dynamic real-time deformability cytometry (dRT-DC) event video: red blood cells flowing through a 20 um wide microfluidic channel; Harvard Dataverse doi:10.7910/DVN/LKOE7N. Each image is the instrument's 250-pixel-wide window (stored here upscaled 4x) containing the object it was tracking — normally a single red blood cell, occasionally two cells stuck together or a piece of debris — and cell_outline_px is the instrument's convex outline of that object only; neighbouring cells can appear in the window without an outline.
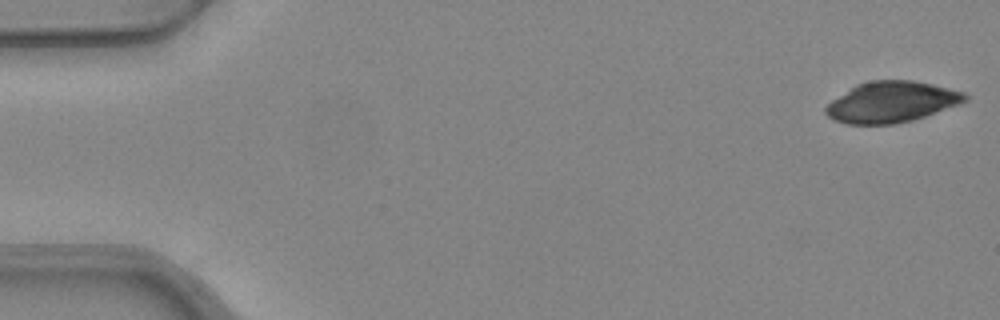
{"species": "common noctule bat (a hibernating species)", "species_latin": "Nyctalus noctula", "temperature_condition": "warm", "stored_images_in_passage": 51, "camera_frame_rate_fps": 3000, "um_per_image_px": 0.085, "animal": {"sex": "female", "body_mass_g": 24.6, "forearm_length_mm": 56.2}, "frame": {"image": 1, "passage_image": 1, "time_ms": 0.0, "image_size_px": [1000, 320], "cell_outline_px": [[968, 100], [960, 104], [912, 120], [892, 124], [848, 124], [832, 120], [824, 112], [824, 108], [832, 100], [856, 84], [868, 80], [912, 80], [932, 84], [964, 92], [968, 96]], "centroid_in_image_um": [75.76, 8.66], "position_along_channel_um": 9.2, "area_um2": 33.18}}